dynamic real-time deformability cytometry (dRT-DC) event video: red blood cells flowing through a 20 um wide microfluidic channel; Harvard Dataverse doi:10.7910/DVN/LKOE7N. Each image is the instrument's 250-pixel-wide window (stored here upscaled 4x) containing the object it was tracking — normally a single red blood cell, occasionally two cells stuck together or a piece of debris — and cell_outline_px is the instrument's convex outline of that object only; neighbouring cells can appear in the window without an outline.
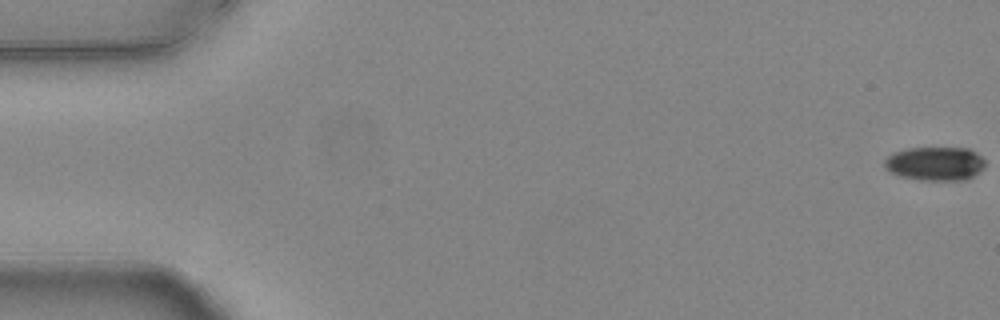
{"species": "common noctule bat (a hibernating species)", "species_latin": "Nyctalus noctula", "temperature_condition": "warm", "stored_images_in_passage": 7, "camera_frame_rate_fps": 3000, "um_per_image_px": 0.085, "animal": {"sex": "female", "body_mass_g": 24.6, "forearm_length_mm": 56.2}, "frame": {"image": 1, "passage_image": 1, "time_ms": 0.0, "image_size_px": [1000, 320], "cell_outline_px": [[984, 168], [972, 176], [964, 180], [920, 180], [900, 176], [888, 172], [884, 168], [884, 160], [892, 152], [908, 148], [968, 148], [976, 152], [984, 160]], "centroid_in_image_um": [79.44, 13.91], "position_along_channel_um": 5.6, "area_um2": 19.94}}